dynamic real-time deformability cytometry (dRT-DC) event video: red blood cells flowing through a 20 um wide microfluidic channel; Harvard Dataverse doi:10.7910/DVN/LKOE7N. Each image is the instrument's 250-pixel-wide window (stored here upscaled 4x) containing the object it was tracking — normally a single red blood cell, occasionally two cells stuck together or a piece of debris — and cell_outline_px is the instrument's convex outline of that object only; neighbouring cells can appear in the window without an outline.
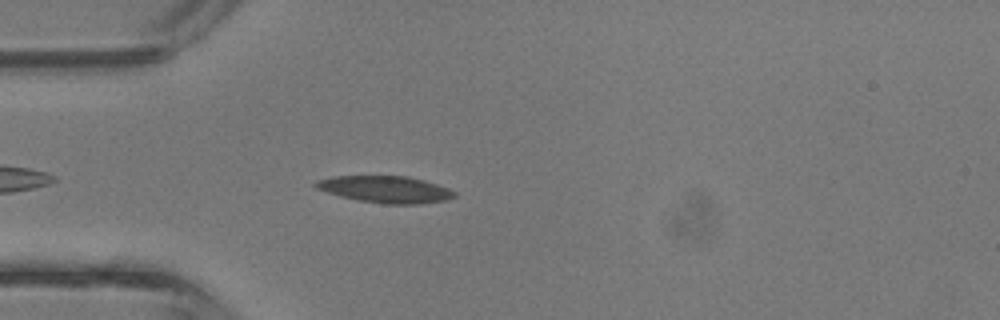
{"species": "common noctule bat (a hibernating species)", "species_latin": "Nyctalus noctula", "temperature_condition": "room temperature", "stored_images_in_passage": 31, "camera_frame_rate_fps": 3000, "um_per_image_px": 0.085, "animal": {"sex": "male", "body_mass_g": 13.3}, "frame": {"image": 1, "passage_image": 5, "time_ms": 1.333, "image_size_px": [1000, 320], "cell_outline_px": [[456, 196], [444, 200], [420, 204], [384, 204], [356, 200], [340, 196], [316, 188], [312, 184], [316, 180], [332, 176], [408, 176], [424, 180], [448, 188], [456, 192]], "centroid_in_image_um": [32.74, 16.09], "position_along_channel_um": 52.3, "area_um2": 21.73}}
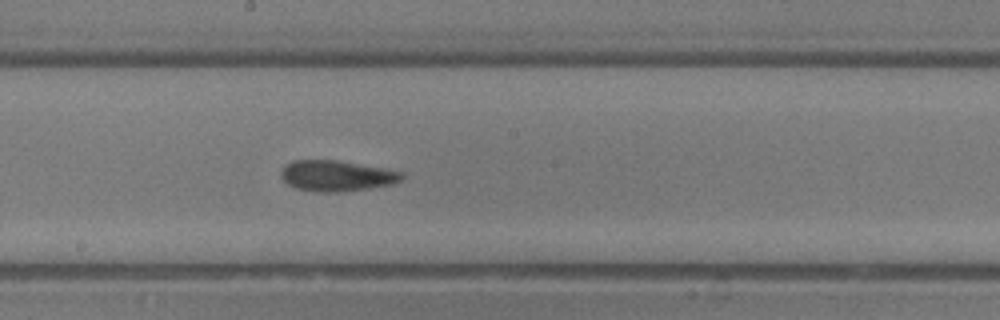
{"frame": {"image": 2, "passage_image": 16, "time_ms": 5.0, "image_size_px": [1000, 320], "cell_outline_px": [[404, 176], [400, 180], [392, 184], [368, 188], [340, 192], [320, 192], [296, 188], [288, 184], [280, 176], [280, 172], [284, 164], [292, 160], [336, 160], [388, 168], [404, 172]], "centroid_in_image_um": [28.61, 14.93], "position_along_channel_um": 219.6, "area_um2": 21.85}}
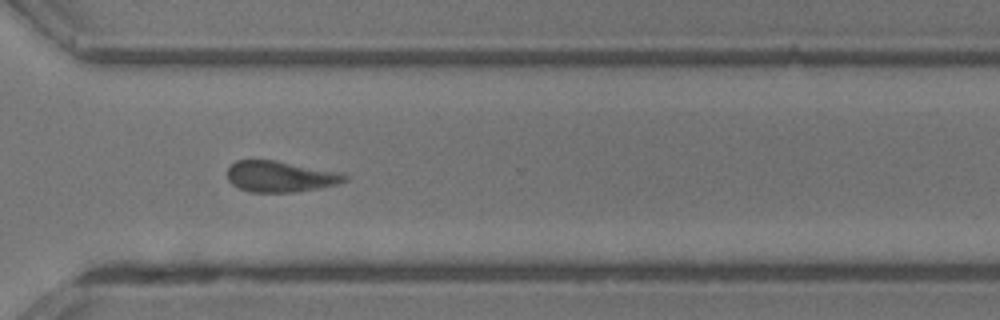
{"frame": {"image": 3, "passage_image": 24, "time_ms": 7.667, "image_size_px": [1000, 320], "cell_outline_px": [[348, 180], [336, 184], [320, 188], [292, 192], [248, 192], [232, 184], [228, 180], [228, 168], [236, 160], [272, 160], [340, 172], [348, 176]], "centroid_in_image_um": [23.82, 15.01], "position_along_channel_um": 346.8, "area_um2": 21.04}, "authors_computed_cell_mechanics": {"area_um2": 21.097, "velocity_mm_per_s": 4.7883, "shape_relaxation_time_tau1_ms": null, "shape_relaxation_time_tau2_ms": 4.3124, "deformation_change_tau1": null, "deformation_change_tau2": 0.1354}}